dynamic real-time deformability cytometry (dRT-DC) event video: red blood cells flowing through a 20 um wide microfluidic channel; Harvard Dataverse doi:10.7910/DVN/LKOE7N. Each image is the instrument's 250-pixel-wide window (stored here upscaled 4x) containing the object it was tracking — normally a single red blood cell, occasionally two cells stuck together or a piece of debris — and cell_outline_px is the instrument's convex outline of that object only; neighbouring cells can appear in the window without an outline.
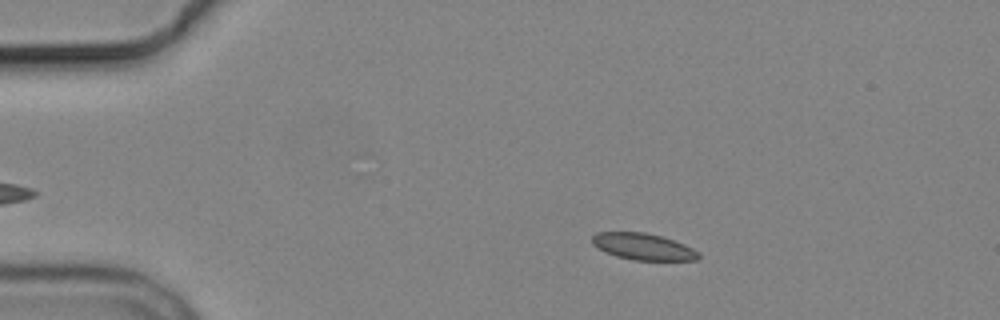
{"species": "common noctule bat (a hibernating species)", "species_latin": "Nyctalus noctula", "temperature_condition": "cold", "stored_images_in_passage": 6, "camera_frame_rate_fps": 3000, "um_per_image_px": 0.085, "animal": {"sex": "male", "body_mass_g": 19.2, "forearm_length_mm": 51.8}, "frame": {"image": 1, "passage_image": 3, "time_ms": 2.333, "image_size_px": [1000, 320], "cell_outline_px": [[700, 256], [696, 260], [632, 260], [616, 256], [604, 252], [596, 248], [592, 244], [592, 236], [596, 232], [644, 232], [660, 236], [684, 244], [700, 252]], "centroid_in_image_um": [54.63, 20.96], "position_along_channel_um": 30.4, "area_um2": 16.53}}
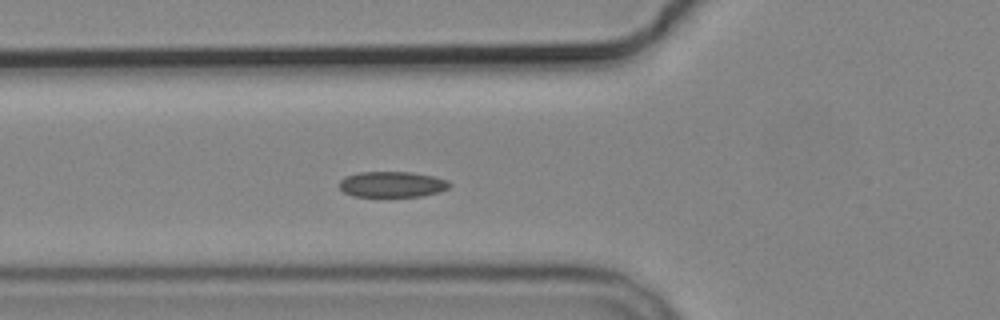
{"frame": {"image": 2, "passage_image": 6, "time_ms": 5.667, "image_size_px": [1000, 320], "cell_outline_px": [[452, 184], [448, 188], [440, 192], [420, 196], [352, 196], [344, 192], [340, 188], [340, 180], [344, 176], [360, 172], [412, 172], [432, 176], [448, 180]], "centroid_in_image_um": [33.34, 15.66], "position_along_channel_um": 92.5, "area_um2": 16.53}}